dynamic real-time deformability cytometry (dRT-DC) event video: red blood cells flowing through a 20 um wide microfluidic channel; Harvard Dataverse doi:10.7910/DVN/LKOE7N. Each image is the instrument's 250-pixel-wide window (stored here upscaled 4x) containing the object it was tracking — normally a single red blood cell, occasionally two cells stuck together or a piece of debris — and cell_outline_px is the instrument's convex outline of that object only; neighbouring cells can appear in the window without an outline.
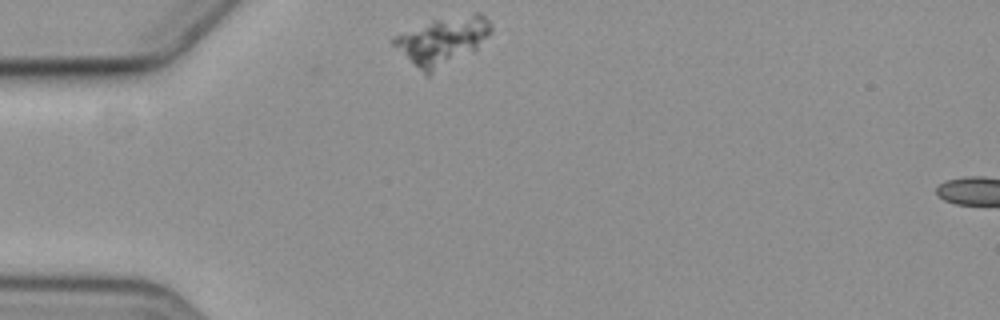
{"species": "common noctule bat (a hibernating species)", "species_latin": "Nyctalus noctula", "temperature_condition": "cold", "stored_images_in_passage": 5, "camera_frame_rate_fps": 3000, "um_per_image_px": 0.085, "animal": {"sex": "female", "body_mass_g": 19.3, "forearm_length_mm": 54.1}, "frame": {"image": 1, "passage_image": 1, "time_ms": 0.0, "image_size_px": [1000, 320], "cell_outline_px": [[492, 32], [476, 48], [428, 76], [424, 76], [388, 44], [388, 40], [396, 36], [432, 20], [472, 12], [480, 12], [492, 24]], "centroid_in_image_um": [37.54, 3.49], "position_along_channel_um": 47.5, "area_um2": 27.57}}
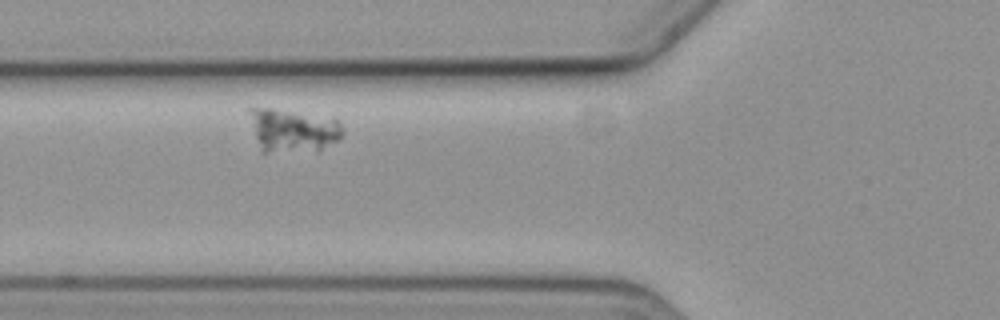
{"frame": {"image": 2, "passage_image": 3, "time_ms": 2.333, "image_size_px": [1000, 320], "cell_outline_px": [[344, 132], [340, 140], [320, 152], [260, 152], [248, 112], [248, 108], [272, 108], [336, 116], [340, 120]], "centroid_in_image_um": [24.99, 11.09], "position_along_channel_um": 100.8, "area_um2": 24.8}}
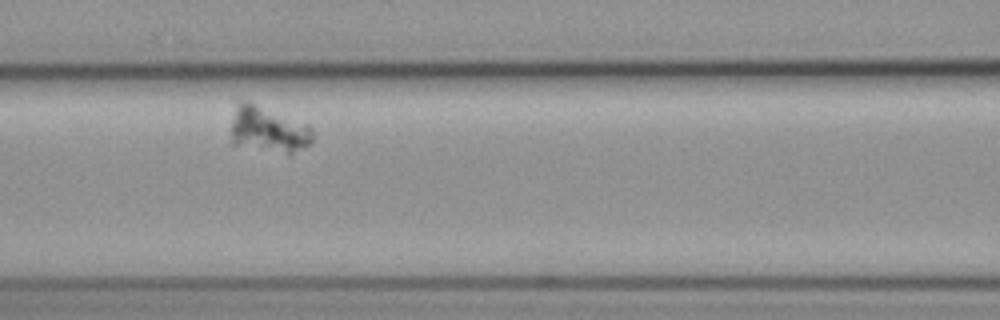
{"frame": {"image": 3, "passage_image": 4, "time_ms": 3.667, "image_size_px": [1000, 320], "cell_outline_px": [[312, 144], [288, 156], [232, 144], [232, 120], [236, 96], [308, 124], [312, 128]], "centroid_in_image_um": [22.79, 11.01], "position_along_channel_um": 143.8, "area_um2": 22.72}}